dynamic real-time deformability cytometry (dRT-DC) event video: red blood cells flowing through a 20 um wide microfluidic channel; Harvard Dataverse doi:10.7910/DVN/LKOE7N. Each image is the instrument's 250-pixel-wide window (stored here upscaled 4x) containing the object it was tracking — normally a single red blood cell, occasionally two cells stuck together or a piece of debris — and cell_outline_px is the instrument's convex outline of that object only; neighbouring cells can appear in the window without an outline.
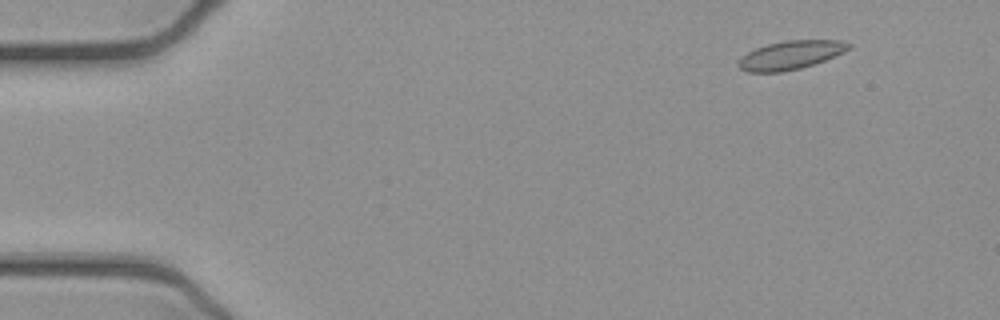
{"species": "common noctule bat (a hibernating species)", "species_latin": "Nyctalus noctula", "temperature_condition": "cold", "stored_images_in_passage": 53, "camera_frame_rate_fps": 3000, "um_per_image_px": 0.085, "animal": {"sex": "female", "body_mass_g": 21.9}, "frame": {"image": 1, "passage_image": 6, "time_ms": 1.667, "image_size_px": [1000, 320], "cell_outline_px": [[852, 48], [844, 52], [824, 60], [800, 68], [784, 72], [748, 72], [740, 68], [736, 64], [748, 52], [756, 48], [768, 44], [788, 40], [840, 40], [852, 44]], "centroid_in_image_um": [67.23, 4.68], "position_along_channel_um": 17.8, "area_um2": 18.21}}
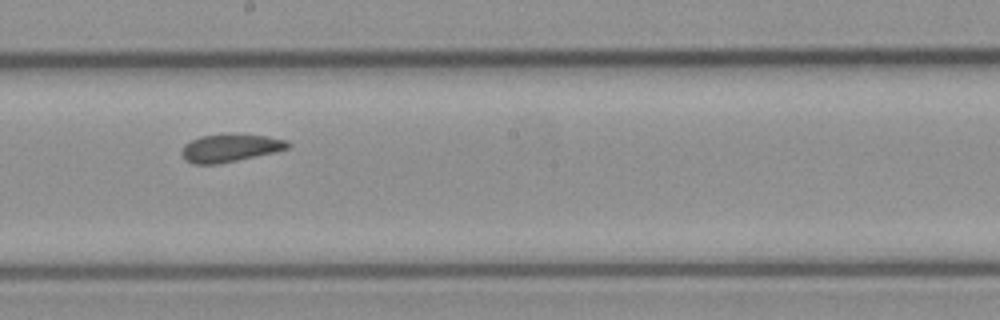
{"frame": {"image": 2, "passage_image": 30, "time_ms": 9.667, "image_size_px": [1000, 320], "cell_outline_px": [[292, 144], [288, 148], [276, 152], [220, 164], [192, 164], [184, 160], [180, 152], [184, 144], [200, 136], [268, 136], [288, 140]], "centroid_in_image_um": [19.56, 12.62], "position_along_channel_um": 228.6, "area_um2": 16.88}}
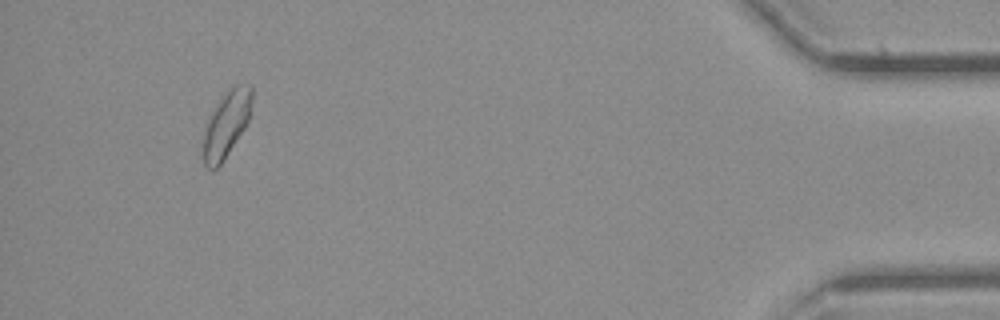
{"frame": {"image": 3, "passage_image": 50, "time_ms": 16.333, "image_size_px": [1000, 320], "cell_outline_px": [[252, 112], [248, 124], [224, 160], [216, 168], [208, 168], [204, 164], [204, 132], [208, 116], [212, 108], [228, 88], [236, 84], [252, 84]], "centroid_in_image_um": [19.28, 10.49], "position_along_channel_um": 415.9, "area_um2": 19.19}, "authors_computed_cell_mechanics": {"area_um2": 17.918, "velocity_mm_per_s": 3.8917, "shape_relaxation_time_tau1_ms": null, "shape_relaxation_time_tau2_ms": 3.3392, "deformation_change_tau1": null, "deformation_change_tau2": 0.0696}}